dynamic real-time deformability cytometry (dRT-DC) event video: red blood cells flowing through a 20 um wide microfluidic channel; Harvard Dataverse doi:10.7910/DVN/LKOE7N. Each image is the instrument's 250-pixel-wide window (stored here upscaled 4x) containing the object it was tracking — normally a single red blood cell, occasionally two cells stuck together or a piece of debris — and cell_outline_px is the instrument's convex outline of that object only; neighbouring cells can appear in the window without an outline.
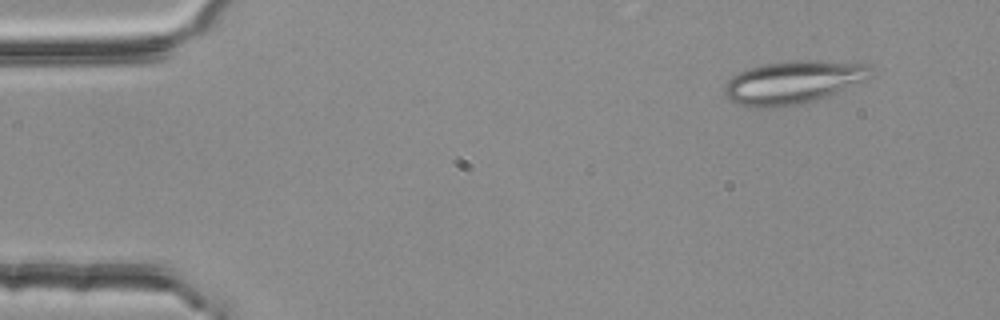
{"species": "common noctule bat (a hibernating species)", "species_latin": "Nyctalus noctula", "temperature_condition": "room temperature", "stored_images_in_passage": 3, "camera_frame_rate_fps": 3000, "um_per_image_px": 0.085, "animal": {"sex": "female", "body_mass_g": 25.1}, "frame": {"image": 1, "passage_image": 1, "time_ms": 0.0, "image_size_px": [1000, 320], "cell_outline_px": [[872, 68], [868, 80], [828, 96], [804, 104], [780, 108], [744, 108], [732, 100], [724, 92], [724, 84], [732, 76], [744, 68], [764, 64], [792, 60], [828, 60], [868, 64]], "centroid_in_image_um": [67.41, 7.0], "position_along_channel_um": 17.6, "area_um2": 37.57}}